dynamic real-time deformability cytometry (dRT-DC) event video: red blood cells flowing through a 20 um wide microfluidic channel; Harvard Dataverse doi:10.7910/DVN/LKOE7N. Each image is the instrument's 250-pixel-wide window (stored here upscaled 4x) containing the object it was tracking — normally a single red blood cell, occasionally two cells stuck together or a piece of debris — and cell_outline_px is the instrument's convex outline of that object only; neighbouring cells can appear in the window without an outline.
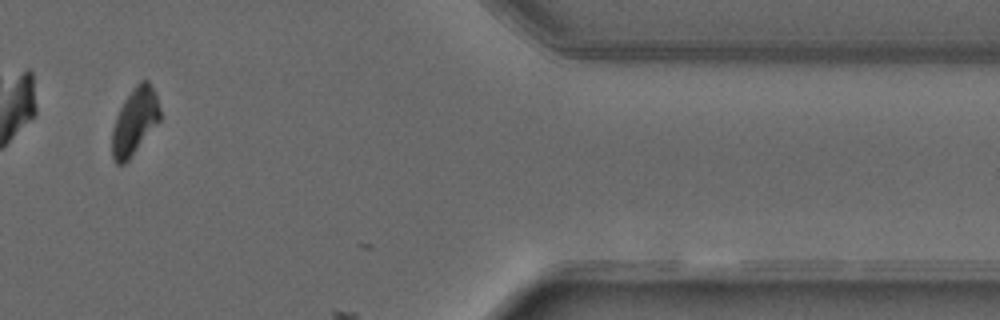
{"species": "common noctule bat (a hibernating species)", "species_latin": "Nyctalus noctula", "temperature_condition": "warm", "stored_images_in_passage": 13, "camera_frame_rate_fps": 3000, "um_per_image_px": 0.085, "animal": {"sex": "male", "forearm_length_mm": 52.5}, "frame": {"image": 1, "passage_image": 11, "time_ms": 13.0, "image_size_px": [1000, 320], "cell_outline_px": [[160, 120], [128, 160], [124, 164], [116, 164], [112, 156], [112, 132], [116, 116], [124, 100], [132, 88], [140, 80], [148, 80], [156, 92], [160, 108]], "centroid_in_image_um": [11.46, 10.28], "position_along_channel_um": 399.9, "area_um2": 18.55}}